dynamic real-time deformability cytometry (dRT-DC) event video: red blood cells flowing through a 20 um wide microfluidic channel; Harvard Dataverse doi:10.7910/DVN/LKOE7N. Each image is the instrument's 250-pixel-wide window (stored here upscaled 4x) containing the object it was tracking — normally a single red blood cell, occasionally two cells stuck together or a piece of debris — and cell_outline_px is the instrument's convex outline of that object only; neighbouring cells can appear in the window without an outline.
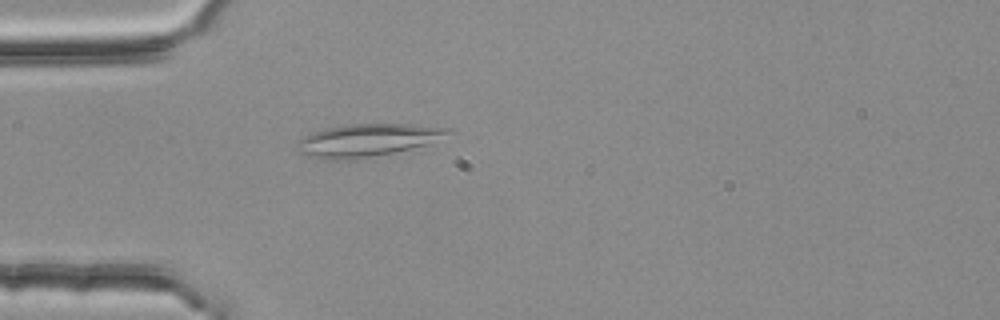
{"species": "common noctule bat (a hibernating species)", "species_latin": "Nyctalus noctula", "temperature_condition": "room temperature", "stored_images_in_passage": 1, "camera_frame_rate_fps": 3000, "um_per_image_px": 0.085, "animal": {"sex": "female", "body_mass_g": 25.1}, "frame": {"image": 1, "passage_image": 1, "time_ms": 0.0, "image_size_px": [1000, 320], "cell_outline_px": [[452, 132], [428, 144], [392, 152], [352, 160], [336, 160], [316, 156], [300, 152], [296, 148], [296, 144], [304, 136], [324, 128], [348, 124], [412, 124], [452, 128]], "centroid_in_image_um": [31.25, 11.89], "position_along_channel_um": 53.8, "area_um2": 28.21}}